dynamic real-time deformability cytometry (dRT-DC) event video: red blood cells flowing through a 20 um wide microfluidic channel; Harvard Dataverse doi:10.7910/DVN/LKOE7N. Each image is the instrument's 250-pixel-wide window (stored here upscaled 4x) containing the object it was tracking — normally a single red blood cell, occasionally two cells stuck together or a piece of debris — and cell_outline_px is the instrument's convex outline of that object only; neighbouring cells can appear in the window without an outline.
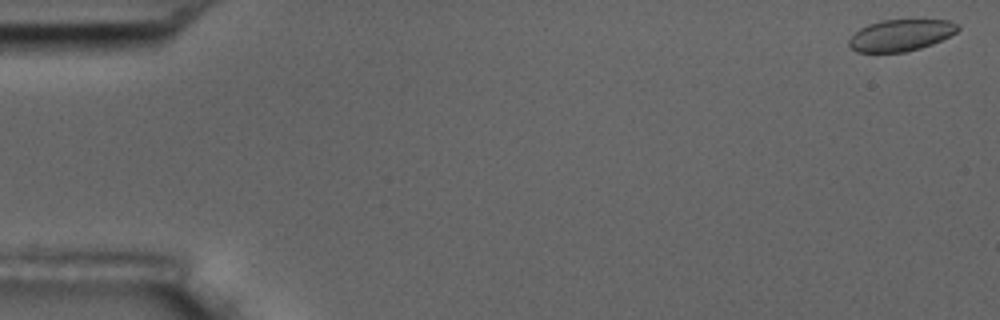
{"species": "common noctule bat (a hibernating species)", "species_latin": "Nyctalus noctula", "temperature_condition": "room temperature", "stored_images_in_passage": 57, "camera_frame_rate_fps": 3000, "um_per_image_px": 0.085, "animal": {"sex": "male", "body_mass_g": 17.5, "forearm_length_mm": 52.3}, "frame": {"image": 1, "passage_image": 2, "time_ms": 0.333, "image_size_px": [1000, 320], "cell_outline_px": [[960, 28], [956, 32], [932, 44], [920, 48], [904, 52], [856, 52], [848, 44], [848, 40], [860, 28], [868, 24], [880, 20], [948, 20], [960, 24]], "centroid_in_image_um": [76.56, 2.99], "position_along_channel_um": 8.4, "area_um2": 19.94}}
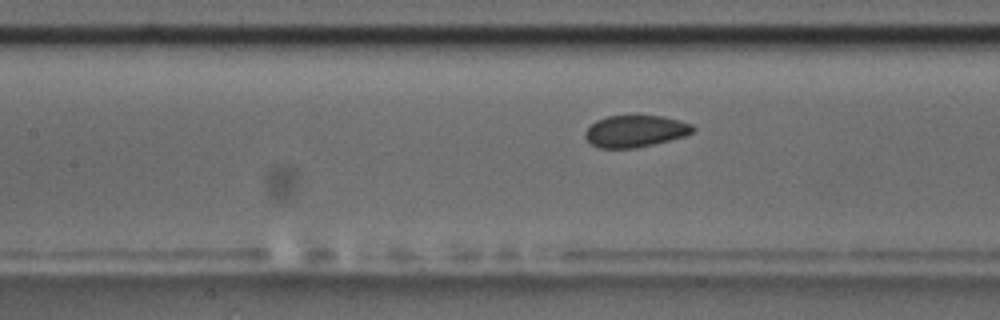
{"frame": {"image": 2, "passage_image": 26, "time_ms": 8.333, "image_size_px": [1000, 320], "cell_outline_px": [[696, 128], [692, 132], [684, 136], [636, 148], [600, 148], [592, 144], [584, 136], [584, 132], [596, 120], [604, 116], [636, 112], [660, 116], [692, 124]], "centroid_in_image_um": [53.96, 11.09], "position_along_channel_um": 153.4, "area_um2": 20.52}}
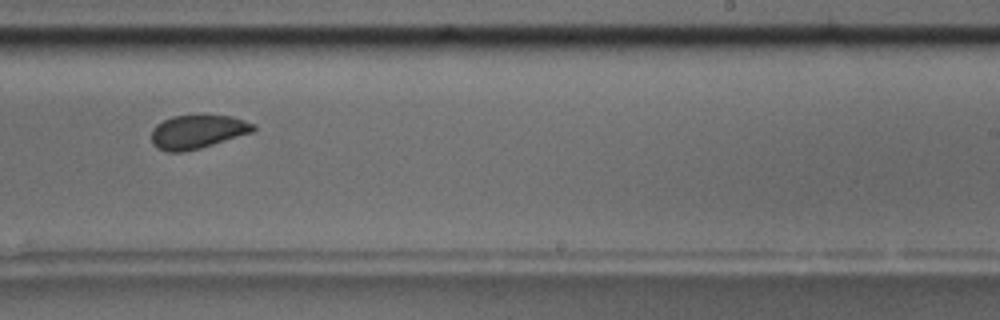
{"frame": {"image": 3, "passage_image": 36, "time_ms": 11.667, "image_size_px": [1000, 320], "cell_outline_px": [[256, 128], [252, 132], [200, 148], [184, 152], [168, 152], [156, 148], [152, 144], [152, 128], [156, 124], [172, 116], [232, 116], [256, 124]], "centroid_in_image_um": [16.76, 11.21], "position_along_channel_um": 272.2, "area_um2": 19.88}, "authors_computed_cell_mechanics": {"area_um2": 20.9236, "velocity_mm_per_s": 3.5805, "shape_relaxation_time_tau1_ms": 4.6728, "shape_relaxation_time_tau2_ms": 1.5564, "deformation_change_tau1": 0.0579, "deformation_change_tau2": 0.044}}